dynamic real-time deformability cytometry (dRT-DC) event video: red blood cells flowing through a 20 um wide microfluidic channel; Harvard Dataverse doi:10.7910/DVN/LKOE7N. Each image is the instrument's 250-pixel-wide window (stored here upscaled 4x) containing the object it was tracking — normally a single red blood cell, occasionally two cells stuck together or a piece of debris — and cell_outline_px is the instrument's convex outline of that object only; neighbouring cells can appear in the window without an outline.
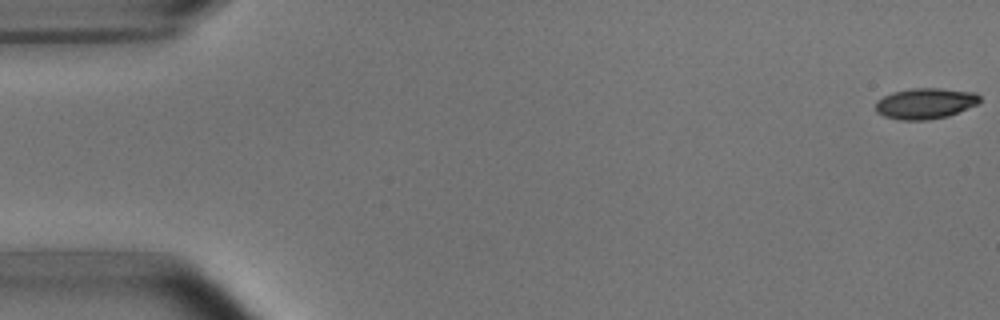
{"species": "common noctule bat (a hibernating species)", "species_latin": "Nyctalus noctula", "temperature_condition": "room temperature", "stored_images_in_passage": 9, "camera_frame_rate_fps": 3000, "um_per_image_px": 0.085, "animal": {"sex": "male", "body_mass_g": 15.6}, "frame": {"image": 1, "passage_image": 1, "time_ms": 0.0, "image_size_px": [1000, 320], "cell_outline_px": [[980, 100], [976, 104], [948, 116], [928, 120], [900, 120], [884, 116], [876, 112], [876, 100], [892, 92], [912, 88], [940, 88], [976, 92], [980, 96]], "centroid_in_image_um": [78.63, 8.79], "position_along_channel_um": 6.4, "area_um2": 18.73}}
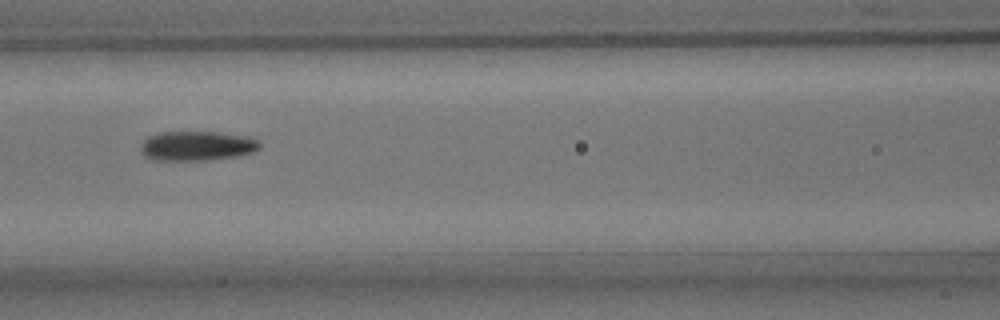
{"frame": {"image": 2, "passage_image": 7, "time_ms": 7.667, "image_size_px": [1000, 320], "cell_outline_px": [[260, 148], [252, 152], [236, 156], [208, 160], [156, 160], [148, 156], [140, 148], [140, 144], [148, 136], [160, 132], [220, 132], [252, 136], [260, 140]], "centroid_in_image_um": [16.81, 12.38], "position_along_channel_um": 149.8, "area_um2": 20.58}}
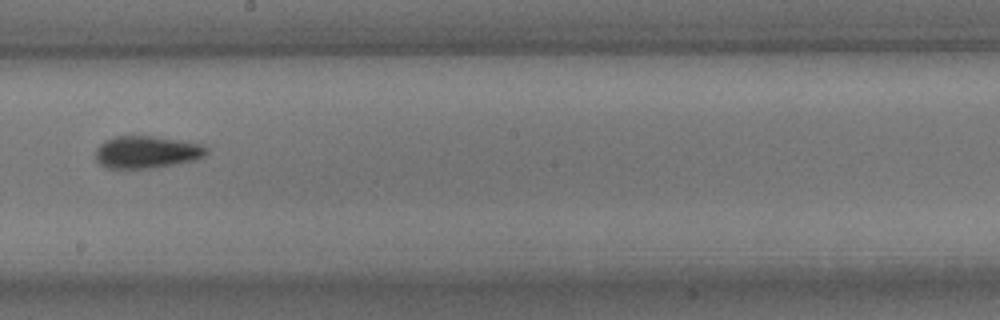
{"frame": {"image": 3, "passage_image": 9, "time_ms": 10.0, "image_size_px": [1000, 320], "cell_outline_px": [[208, 152], [204, 156], [196, 160], [148, 168], [108, 168], [100, 164], [96, 160], [96, 148], [100, 144], [116, 136], [152, 136], [200, 144], [208, 148]], "centroid_in_image_um": [12.46, 12.93], "position_along_channel_um": 235.7, "area_um2": 20.52}}